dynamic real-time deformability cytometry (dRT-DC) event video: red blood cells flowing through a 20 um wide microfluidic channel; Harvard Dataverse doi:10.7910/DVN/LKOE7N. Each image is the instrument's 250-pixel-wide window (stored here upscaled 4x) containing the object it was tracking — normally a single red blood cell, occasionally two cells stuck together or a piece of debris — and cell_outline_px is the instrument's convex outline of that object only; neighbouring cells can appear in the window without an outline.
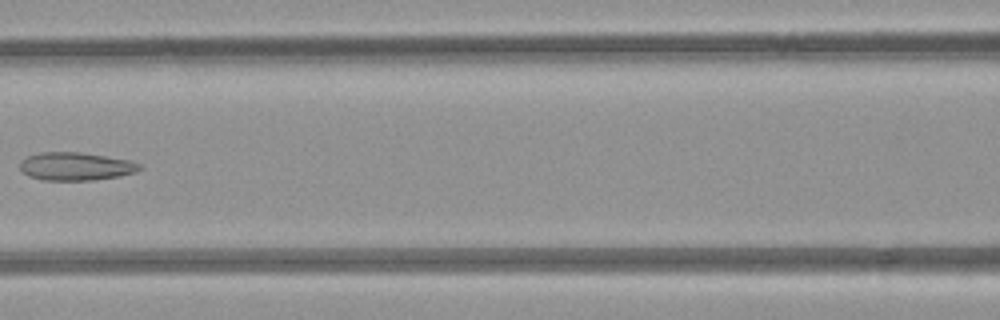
{"species": "common noctule bat (a hibernating species)", "species_latin": "Nyctalus noctula", "temperature_condition": "room temperature", "stored_images_in_passage": 4, "camera_frame_rate_fps": 3000, "um_per_image_px": 0.085, "animal": {"sex": "female", "body_mass_g": 21.9}, "frame": {"image": 1, "passage_image": 4, "time_ms": 3.333, "image_size_px": [1000, 320], "cell_outline_px": [[144, 168], [136, 172], [120, 176], [96, 180], [44, 180], [28, 176], [20, 168], [20, 160], [28, 156], [40, 152], [80, 152], [132, 160], [140, 164]], "centroid_in_image_um": [6.48, 14.14], "position_along_channel_um": 160.1, "area_um2": 19.77}}